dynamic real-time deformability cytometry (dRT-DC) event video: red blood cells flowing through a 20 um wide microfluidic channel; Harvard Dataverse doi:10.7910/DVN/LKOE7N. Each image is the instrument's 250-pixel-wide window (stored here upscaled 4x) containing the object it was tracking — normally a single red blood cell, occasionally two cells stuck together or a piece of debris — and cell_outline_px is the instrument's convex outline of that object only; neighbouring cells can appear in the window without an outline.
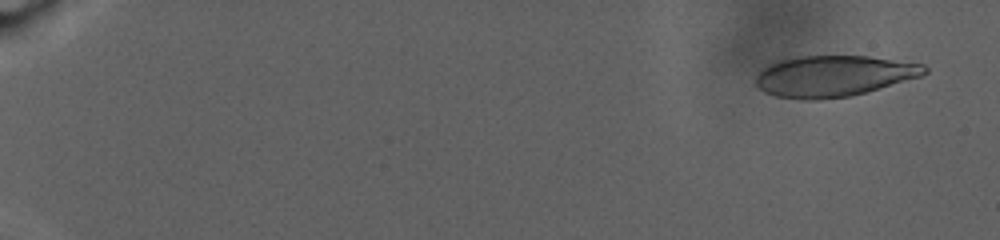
{"species": "human", "species_latin": "Homo sapiens", "temperature_condition": "warm", "stored_images_in_passage": 86, "camera_frame_rate_fps": 3000, "um_per_image_px": 0.085, "donor": {"sex": "male"}, "frame": {"image": 1, "passage_image": 1, "time_ms": 0.0, "image_size_px": [1000, 240], "cell_outline_px": [[928, 72], [920, 76], [864, 92], [848, 96], [816, 100], [804, 100], [776, 96], [764, 92], [756, 84], [756, 76], [764, 68], [780, 60], [800, 56], [868, 56], [924, 64], [928, 68]], "centroid_in_image_um": [70.85, 6.46], "position_along_channel_um": 14.1, "area_um2": 39.88}}
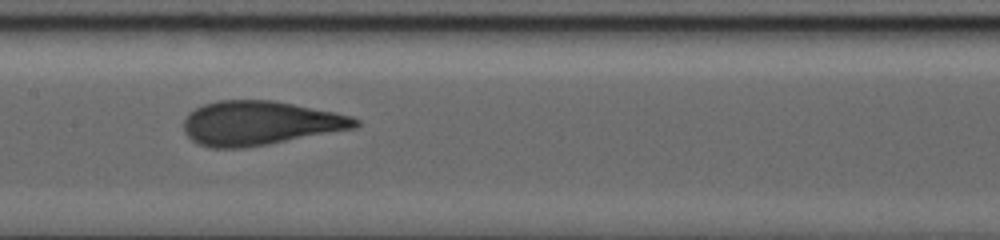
{"frame": {"image": 2, "passage_image": 47, "time_ms": 15.333, "image_size_px": [1000, 240], "cell_outline_px": [[360, 124], [356, 128], [268, 144], [244, 148], [212, 148], [200, 144], [192, 140], [184, 132], [184, 120], [188, 112], [204, 104], [220, 100], [276, 100], [352, 116], [360, 120]], "centroid_in_image_um": [22.09, 10.46], "position_along_channel_um": 185.3, "area_um2": 44.16}}
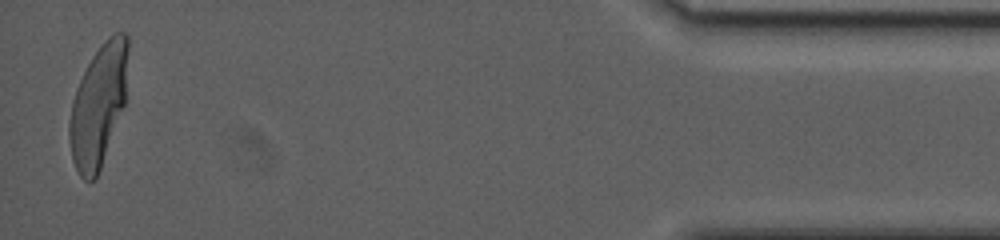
{"frame": {"image": 3, "passage_image": 85, "time_ms": 28.0, "image_size_px": [1000, 240], "cell_outline_px": [[128, 52], [124, 104], [100, 168], [96, 176], [92, 180], [84, 180], [80, 176], [72, 160], [68, 136], [68, 124], [72, 104], [76, 88], [92, 56], [100, 44], [112, 32], [124, 32], [128, 36]], "centroid_in_image_um": [8.35, 8.91], "position_along_channel_um": 426.9, "area_um2": 41.15}, "authors_computed_cell_mechanics": {"area_um2": 42.5697, "velocity_mm_per_s": 2.4287, "shape_relaxation_time_tau1_ms": 8.2992, "shape_relaxation_time_tau2_ms": null, "deformation_change_tau1": 0.2623, "deformation_change_tau2": null}}